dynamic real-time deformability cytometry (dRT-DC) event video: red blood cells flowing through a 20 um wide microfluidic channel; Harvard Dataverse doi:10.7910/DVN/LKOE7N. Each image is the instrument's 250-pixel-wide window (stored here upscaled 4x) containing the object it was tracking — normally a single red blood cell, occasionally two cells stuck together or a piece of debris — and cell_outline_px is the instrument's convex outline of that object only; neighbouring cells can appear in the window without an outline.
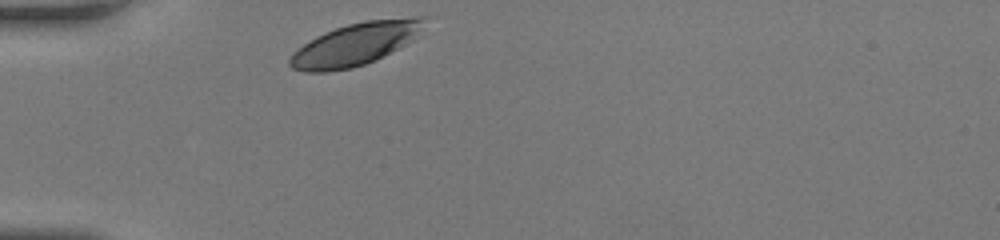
{"species": "human", "species_latin": "Homo sapiens", "temperature_condition": "room temperature", "stored_images_in_passage": 27, "camera_frame_rate_fps": 3000, "um_per_image_px": 0.085, "donor": {"sex": "female"}, "frame": {"image": 1, "passage_image": 1, "time_ms": 0.0, "image_size_px": [1000, 240], "cell_outline_px": [[436, 16], [404, 44], [376, 60], [352, 68], [328, 72], [304, 72], [292, 68], [288, 64], [288, 60], [292, 52], [316, 36], [336, 28], [348, 24], [368, 20], [416, 16]], "centroid_in_image_um": [30.22, 3.74], "position_along_channel_um": 54.8, "area_um2": 33.29}}
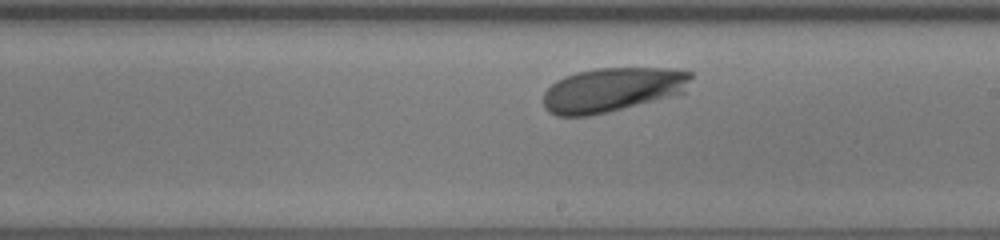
{"frame": {"image": 2, "passage_image": 16, "time_ms": 5.0, "image_size_px": [1000, 240], "cell_outline_px": [[692, 76], [684, 92], [608, 112], [588, 116], [556, 116], [548, 112], [544, 108], [544, 92], [556, 80], [564, 76], [576, 72], [596, 68], [676, 68], [692, 72]], "centroid_in_image_um": [52.02, 7.61], "position_along_channel_um": 237.0, "area_um2": 38.03}}
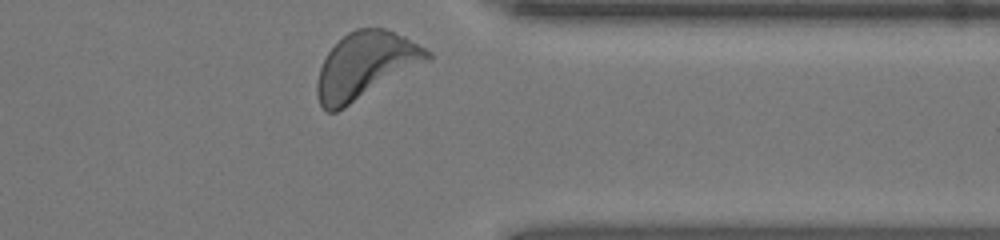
{"frame": {"image": 3, "passage_image": 27, "time_ms": 8.667, "image_size_px": [1000, 240], "cell_outline_px": [[432, 56], [428, 60], [344, 108], [336, 112], [328, 112], [320, 104], [316, 96], [316, 84], [320, 68], [328, 52], [348, 32], [356, 28], [384, 28], [404, 36], [432, 52]], "centroid_in_image_um": [31.04, 5.56], "position_along_channel_um": 380.4, "area_um2": 41.96}, "authors_computed_cell_mechanics": {"area_um2": 37.281, "velocity_mm_per_s": 3.9933, "shape_relaxation_time_tau1_ms": 3.014, "shape_relaxation_time_tau2_ms": null, "deformation_change_tau1": 0.101, "deformation_change_tau2": null}}